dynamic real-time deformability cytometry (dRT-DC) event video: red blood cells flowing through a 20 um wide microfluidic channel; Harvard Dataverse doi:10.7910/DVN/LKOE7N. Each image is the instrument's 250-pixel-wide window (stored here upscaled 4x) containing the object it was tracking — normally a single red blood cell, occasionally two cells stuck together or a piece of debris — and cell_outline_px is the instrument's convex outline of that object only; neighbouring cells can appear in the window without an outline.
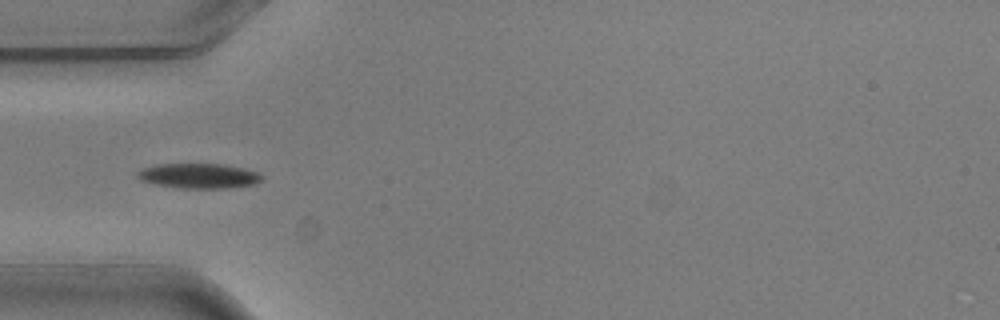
{"species": "common noctule bat (a hibernating species)", "species_latin": "Nyctalus noctula", "temperature_condition": "warm", "stored_images_in_passage": 7, "camera_frame_rate_fps": 3000, "um_per_image_px": 0.085, "animal": {"sex": "male", "body_mass_g": 20.5, "forearm_length_mm": 52.5}, "frame": {"image": 1, "passage_image": 2, "time_ms": 0.333, "image_size_px": [1000, 320], "cell_outline_px": [[264, 176], [256, 184], [224, 188], [180, 188], [156, 184], [140, 180], [136, 176], [136, 172], [140, 168], [156, 164], [224, 164], [244, 168], [256, 172]], "centroid_in_image_um": [16.86, 14.94], "position_along_channel_um": 68.1, "area_um2": 18.15}}
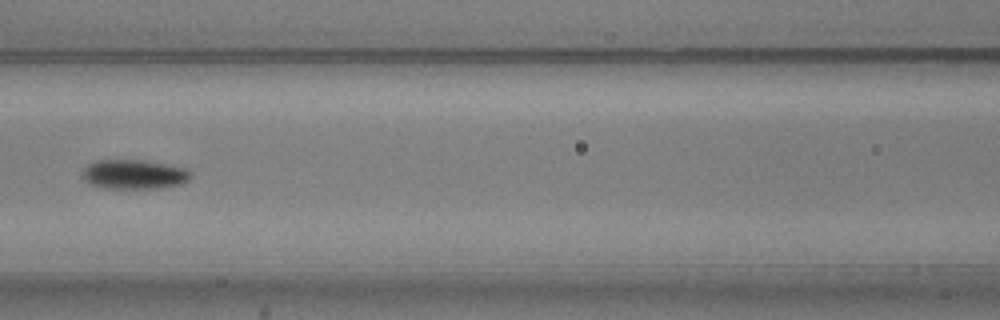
{"frame": {"image": 2, "passage_image": 4, "time_ms": 1.0, "image_size_px": [1000, 320], "cell_outline_px": [[192, 176], [184, 184], [156, 188], [104, 188], [88, 184], [84, 180], [84, 168], [88, 164], [96, 160], [144, 160], [184, 168], [192, 172]], "centroid_in_image_um": [11.4, 14.82], "position_along_channel_um": 155.2, "area_um2": 18.55}}
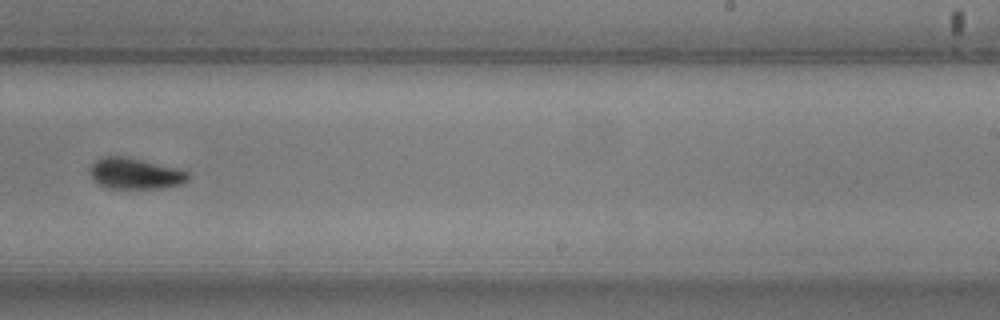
{"frame": {"image": 3, "passage_image": 7, "time_ms": 2.0, "image_size_px": [1000, 320], "cell_outline_px": [[188, 180], [184, 184], [160, 188], [108, 188], [92, 180], [88, 172], [88, 168], [100, 156], [120, 156], [140, 160], [176, 168], [188, 172]], "centroid_in_image_um": [11.43, 14.76], "position_along_channel_um": 277.6, "area_um2": 17.69}}